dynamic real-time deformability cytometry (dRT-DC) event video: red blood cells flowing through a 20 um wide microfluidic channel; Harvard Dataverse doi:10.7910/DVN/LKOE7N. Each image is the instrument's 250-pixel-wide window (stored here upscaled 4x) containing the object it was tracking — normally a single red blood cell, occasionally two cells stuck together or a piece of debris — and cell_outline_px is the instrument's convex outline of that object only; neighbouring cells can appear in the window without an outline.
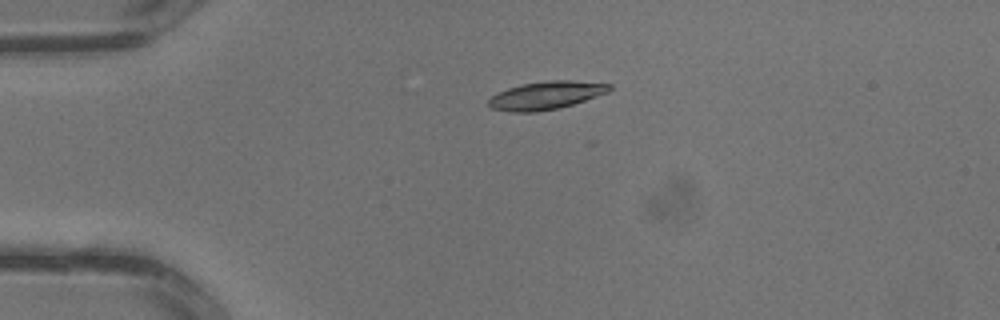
{"species": "common noctule bat (a hibernating species)", "species_latin": "Nyctalus noctula", "temperature_condition": "warm", "stored_images_in_passage": 3, "camera_frame_rate_fps": 3000, "um_per_image_px": 0.085, "animal": {"sex": "male", "body_mass_g": 13.3}, "frame": {"image": 1, "passage_image": 3, "time_ms": 0.667, "image_size_px": [1000, 320], "cell_outline_px": [[612, 88], [608, 92], [560, 108], [536, 112], [508, 112], [492, 108], [488, 104], [488, 100], [492, 96], [508, 88], [520, 84], [548, 80], [572, 80], [612, 84]], "centroid_in_image_um": [46.41, 8.1], "position_along_channel_um": 38.6, "area_um2": 19.71}}